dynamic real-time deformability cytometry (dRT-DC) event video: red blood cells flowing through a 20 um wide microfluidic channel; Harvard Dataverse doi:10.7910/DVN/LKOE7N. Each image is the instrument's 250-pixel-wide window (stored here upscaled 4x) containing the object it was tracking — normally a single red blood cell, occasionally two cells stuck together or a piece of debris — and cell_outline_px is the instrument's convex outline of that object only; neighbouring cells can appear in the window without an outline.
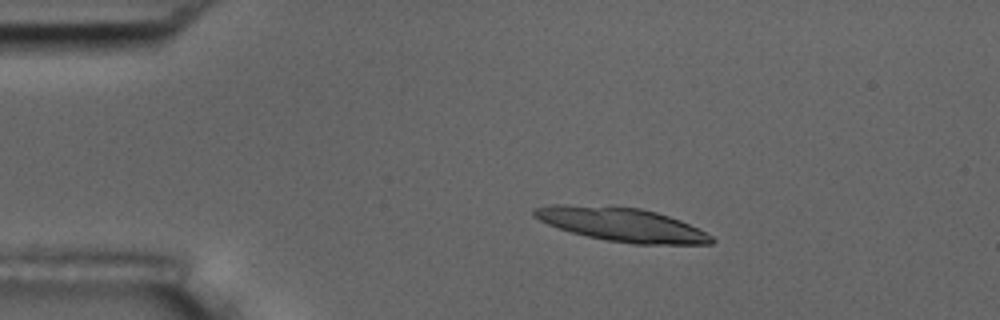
{"species": "common noctule bat (a hibernating species)", "species_latin": "Nyctalus noctula", "temperature_condition": "room temperature", "stored_images_in_passage": 5, "camera_frame_rate_fps": 3000, "um_per_image_px": 0.085, "animal": {"sex": "male", "body_mass_g": 17.5, "forearm_length_mm": 52.3}, "frame": {"image": 1, "passage_image": 3, "time_ms": 3.333, "image_size_px": [1000, 320], "cell_outline_px": [[716, 240], [712, 244], [636, 244], [608, 240], [588, 236], [572, 232], [548, 224], [532, 216], [532, 208], [552, 204], [564, 204], [640, 208], [656, 212], [680, 220], [712, 236]], "centroid_in_image_um": [52.82, 19.08], "position_along_channel_um": 32.2, "area_um2": 34.45}}